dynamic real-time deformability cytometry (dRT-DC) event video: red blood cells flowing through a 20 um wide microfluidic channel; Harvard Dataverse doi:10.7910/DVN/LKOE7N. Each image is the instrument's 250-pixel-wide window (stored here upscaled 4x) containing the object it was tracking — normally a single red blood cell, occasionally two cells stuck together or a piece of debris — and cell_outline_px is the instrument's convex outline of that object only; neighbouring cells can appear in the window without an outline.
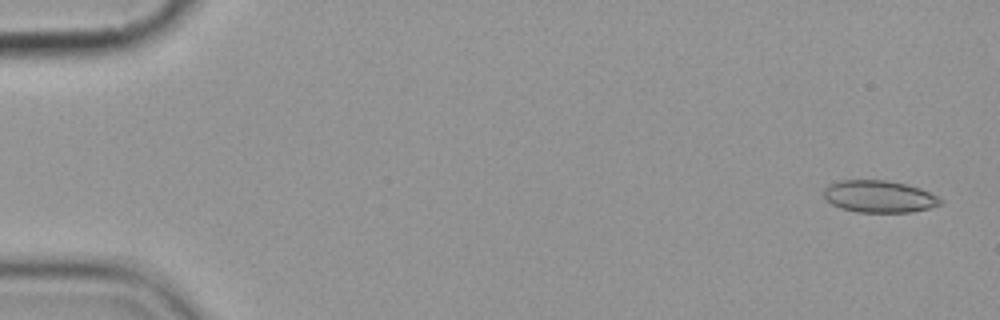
{"species": "common noctule bat (a hibernating species)", "species_latin": "Nyctalus noctula", "temperature_condition": "cold", "stored_images_in_passage": 6, "segment_of_instrument_passage": [1, 2], "camera_frame_rate_fps": 3000, "um_per_image_px": 0.085, "animal": {"sex": "female", "body_mass_g": 19.9}, "frame": {"image": 1, "passage_image": 1, "time_ms": 0.0, "image_size_px": [1000, 320], "cell_outline_px": [[944, 200], [940, 204], [928, 208], [912, 212], [856, 212], [840, 208], [832, 204], [824, 196], [824, 188], [828, 184], [840, 180], [888, 180], [920, 188]], "centroid_in_image_um": [74.7, 16.7], "position_along_channel_um": 10.3, "area_um2": 21.73}}
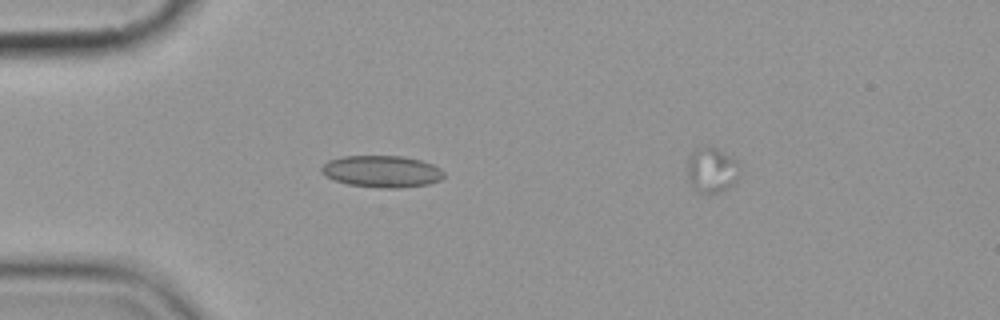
{"frame": {"image": 2, "passage_image": 5, "time_ms": 4.667, "image_size_px": [1000, 320], "cell_outline_px": [[444, 176], [440, 180], [428, 184], [400, 188], [380, 188], [348, 184], [324, 176], [320, 172], [320, 168], [328, 160], [340, 156], [400, 156], [420, 160], [432, 164], [440, 168], [444, 172]], "centroid_in_image_um": [32.43, 14.57], "position_along_channel_um": 52.6, "area_um2": 22.77}}